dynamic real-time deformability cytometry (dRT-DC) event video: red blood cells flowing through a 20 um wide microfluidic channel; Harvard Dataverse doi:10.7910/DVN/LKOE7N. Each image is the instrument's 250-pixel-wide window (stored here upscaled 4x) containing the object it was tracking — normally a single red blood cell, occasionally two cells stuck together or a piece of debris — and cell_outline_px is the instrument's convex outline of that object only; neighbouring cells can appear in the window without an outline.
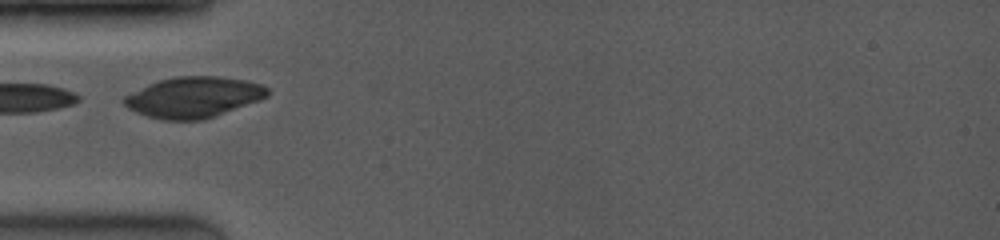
{"species": "common noctule bat (a hibernating species)", "species_latin": "Nyctalus noctula", "temperature_condition": "room temperature", "stored_images_in_passage": 10, "camera_frame_rate_fps": 4000, "um_per_image_px": 0.085, "animal": {"sex": "female", "body_mass_g": 19.0, "forearm_length_mm": 53.3}, "frame": {"image": 1, "passage_image": 1, "time_ms": 0.0, "image_size_px": [1000, 240], "cell_outline_px": [[268, 96], [260, 100], [216, 116], [204, 120], [164, 120], [148, 116], [136, 112], [128, 108], [120, 100], [124, 96], [148, 84], [160, 80], [176, 76], [216, 76], [244, 80], [264, 84], [268, 88]], "centroid_in_image_um": [16.46, 8.27], "position_along_channel_um": 68.5, "area_um2": 34.16}}